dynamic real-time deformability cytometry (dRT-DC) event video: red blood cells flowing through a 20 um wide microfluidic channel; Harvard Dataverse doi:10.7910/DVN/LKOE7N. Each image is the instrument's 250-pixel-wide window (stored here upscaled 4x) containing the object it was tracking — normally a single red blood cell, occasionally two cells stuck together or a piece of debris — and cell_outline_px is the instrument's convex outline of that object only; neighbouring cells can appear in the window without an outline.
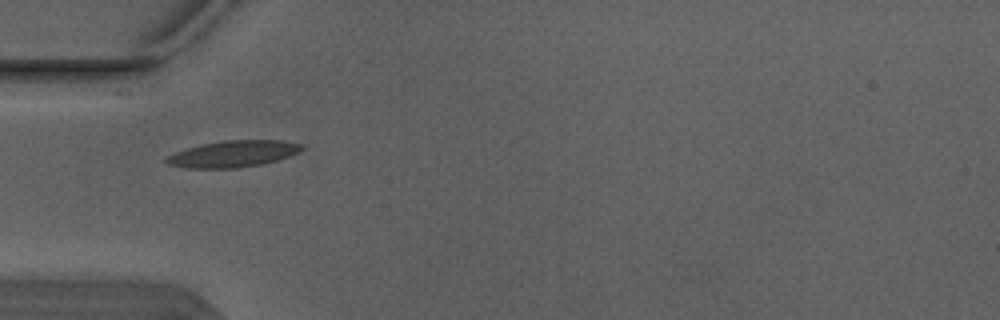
{"species": "Egyptian fruit bat (a non-hibernating species)", "species_latin": "Rousettus aegyptiacus", "temperature_condition": "warm", "stored_images_in_passage": 2, "camera_frame_rate_fps": 3000, "um_per_image_px": 0.085, "animal": {"sex": "male"}, "frame": {"image": 1, "passage_image": 1, "time_ms": 0.0, "image_size_px": [1000, 320], "cell_outline_px": [[304, 148], [288, 156], [276, 160], [260, 164], [236, 168], [184, 168], [168, 164], [164, 160], [164, 156], [200, 144], [224, 140], [284, 140], [304, 144]], "centroid_in_image_um": [19.78, 13.07], "position_along_channel_um": 65.2, "area_um2": 20.92}}
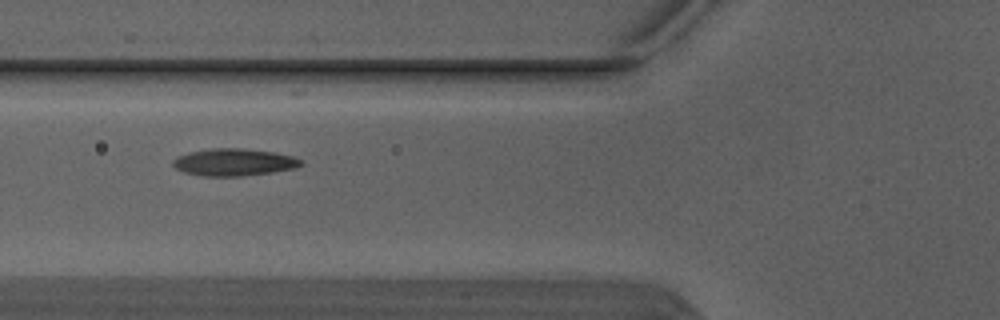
{"frame": {"image": 2, "passage_image": 2, "time_ms": 0.333, "image_size_px": [1000, 320], "cell_outline_px": [[304, 164], [296, 168], [272, 172], [240, 176], [204, 176], [184, 172], [176, 168], [172, 164], [172, 160], [176, 156], [188, 152], [212, 148], [240, 148], [276, 152], [292, 156], [300, 160]], "centroid_in_image_um": [19.87, 13.78], "position_along_channel_um": 105.9, "area_um2": 20.35}}